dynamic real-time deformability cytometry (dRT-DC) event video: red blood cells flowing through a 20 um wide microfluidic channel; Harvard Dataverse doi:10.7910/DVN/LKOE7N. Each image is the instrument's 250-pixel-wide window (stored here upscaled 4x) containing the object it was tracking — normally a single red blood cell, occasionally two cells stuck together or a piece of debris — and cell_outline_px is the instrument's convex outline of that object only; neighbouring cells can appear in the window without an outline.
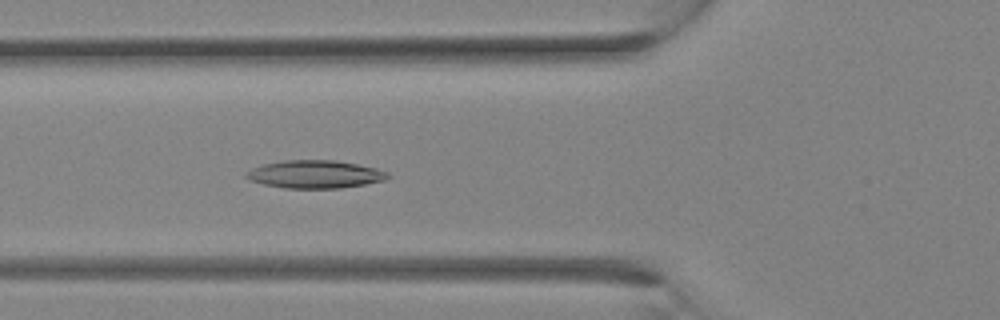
{"species": "Egyptian fruit bat (a non-hibernating species)", "species_latin": "Rousettus aegyptiacus", "temperature_condition": "room temperature", "stored_images_in_passage": 11, "camera_frame_rate_fps": 3000, "um_per_image_px": 0.085, "animal": {"sex": "female"}, "frame": {"image": 1, "passage_image": 11, "time_ms": 3.333, "image_size_px": [1000, 320], "cell_outline_px": [[392, 176], [384, 180], [364, 184], [340, 188], [284, 188], [264, 184], [248, 180], [244, 176], [244, 172], [252, 168], [264, 164], [280, 160], [336, 160], [376, 168], [388, 172]], "centroid_in_image_um": [26.74, 14.81], "position_along_channel_um": 99.1, "area_um2": 23.12}}